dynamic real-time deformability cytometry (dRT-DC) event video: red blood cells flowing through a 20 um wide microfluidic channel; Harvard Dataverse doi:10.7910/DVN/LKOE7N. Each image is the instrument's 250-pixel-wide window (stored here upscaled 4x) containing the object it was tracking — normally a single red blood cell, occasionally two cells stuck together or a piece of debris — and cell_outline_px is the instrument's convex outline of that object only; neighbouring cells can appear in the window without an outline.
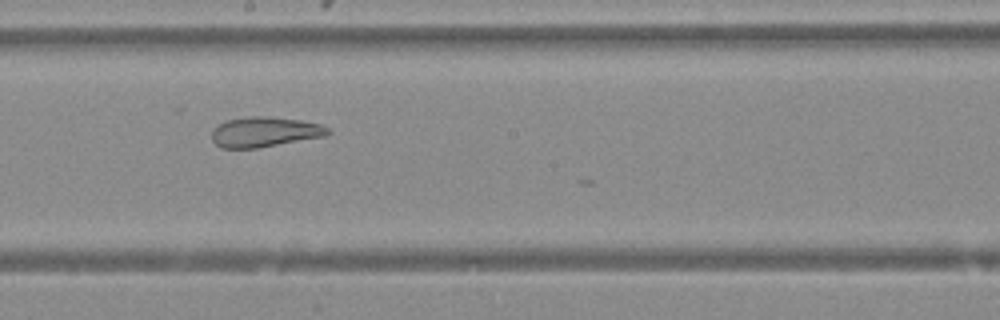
{"species": "Egyptian fruit bat (a non-hibernating species)", "species_latin": "Rousettus aegyptiacus", "temperature_condition": "warm", "stored_images_in_passage": 31, "camera_frame_rate_fps": 3000, "um_per_image_px": 0.085, "animal": {"sex": "female"}, "frame": {"image": 1, "passage_image": 26, "time_ms": 8.333, "image_size_px": [1000, 320], "cell_outline_px": [[332, 132], [324, 136], [256, 148], [220, 148], [212, 140], [212, 128], [228, 120], [248, 116], [268, 116], [300, 120], [320, 124], [328, 128]], "centroid_in_image_um": [22.47, 11.21], "position_along_channel_um": 225.7, "area_um2": 20.23}}
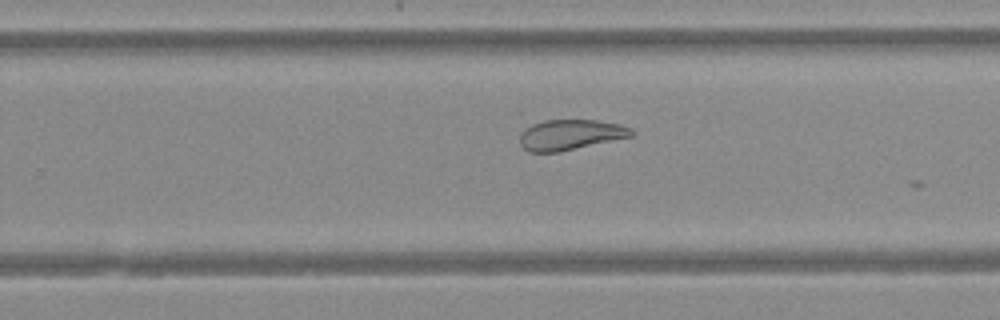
{"frame": {"image": 2, "passage_image": 30, "time_ms": 9.667, "image_size_px": [1000, 320], "cell_outline_px": [[636, 132], [632, 136], [560, 152], [528, 152], [520, 144], [520, 136], [528, 120], [596, 120], [620, 124], [632, 128]], "centroid_in_image_um": [48.42, 11.43], "position_along_channel_um": 281.4, "area_um2": 20.29}}